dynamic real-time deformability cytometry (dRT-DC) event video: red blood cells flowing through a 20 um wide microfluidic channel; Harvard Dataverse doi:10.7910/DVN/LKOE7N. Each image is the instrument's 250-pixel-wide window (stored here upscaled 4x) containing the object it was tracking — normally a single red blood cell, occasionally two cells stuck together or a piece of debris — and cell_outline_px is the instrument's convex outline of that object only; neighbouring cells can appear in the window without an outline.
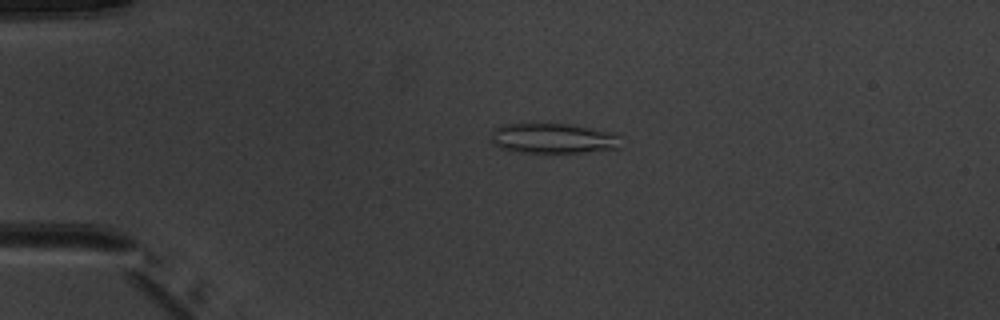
{"species": "common noctule bat (a hibernating species)", "species_latin": "Nyctalus noctula", "temperature_condition": "warm", "stored_images_in_passage": 3, "camera_frame_rate_fps": 3000, "um_per_image_px": 0.085, "animal": {"sex": "male", "body_mass_g": 20.1, "forearm_length_mm": 53.5}, "frame": {"image": 1, "passage_image": 2, "time_ms": 1.0, "image_size_px": [1000, 320], "cell_outline_px": [[624, 148], [584, 152], [512, 152], [500, 148], [492, 144], [492, 128], [500, 124], [536, 120], [540, 120], [572, 124], [616, 132], [620, 136]], "centroid_in_image_um": [47.01, 11.7], "position_along_channel_um": 38.0, "area_um2": 24.51}}
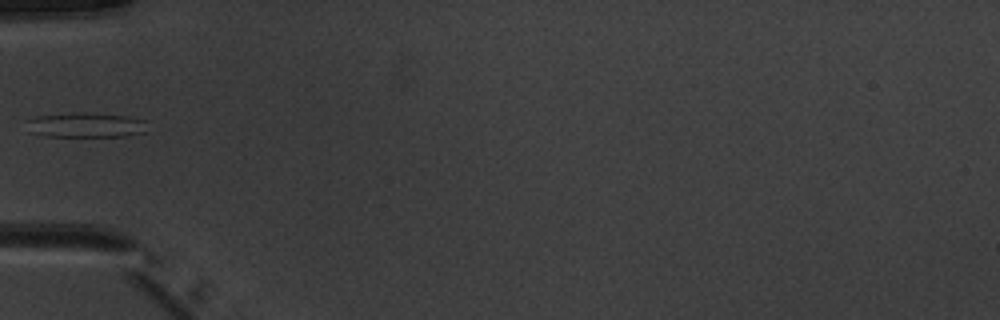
{"frame": {"image": 2, "passage_image": 3, "time_ms": 3.0, "image_size_px": [1000, 320], "cell_outline_px": [[144, 132], [124, 136], [44, 136], [28, 132], [24, 120], [36, 116], [72, 112], [84, 112], [124, 116], [144, 120]], "centroid_in_image_um": [7.14, 10.62], "position_along_channel_um": 77.9, "area_um2": 17.51}}